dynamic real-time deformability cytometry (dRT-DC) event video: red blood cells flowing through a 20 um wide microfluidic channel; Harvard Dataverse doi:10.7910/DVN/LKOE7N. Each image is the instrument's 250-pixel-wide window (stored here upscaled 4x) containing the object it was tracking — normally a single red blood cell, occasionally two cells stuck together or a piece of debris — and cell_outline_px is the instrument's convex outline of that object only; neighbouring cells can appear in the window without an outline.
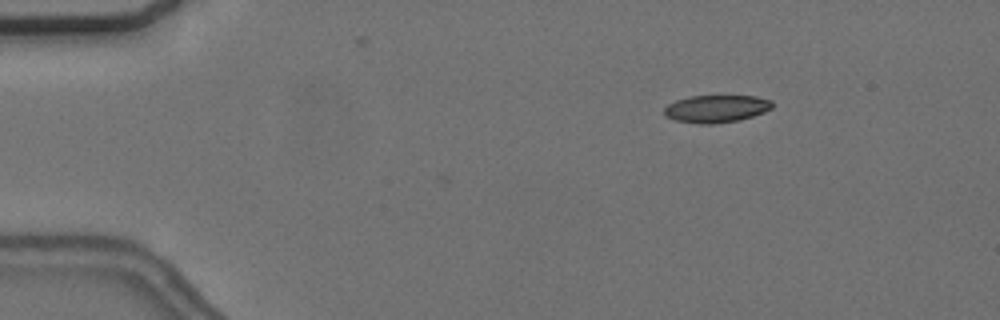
{"species": "common noctule bat (a hibernating species)", "species_latin": "Nyctalus noctula", "temperature_condition": "cold", "stored_images_in_passage": 42, "camera_frame_rate_fps": 3000, "um_per_image_px": 0.085, "animal": {"sex": "female", "body_mass_g": 24.6, "forearm_length_mm": 56.2}, "frame": {"image": 1, "passage_image": 1, "time_ms": 0.0, "image_size_px": [1000, 320], "cell_outline_px": [[772, 108], [764, 112], [740, 120], [712, 124], [700, 124], [676, 120], [664, 116], [664, 108], [668, 104], [676, 100], [688, 96], [756, 96], [772, 100]], "centroid_in_image_um": [60.87, 9.24], "position_along_channel_um": 24.1, "area_um2": 17.34}, "authors_computed_cell_mechanics": {"area_um2": 18.2937, "velocity_mm_per_s": 3.6859, "shape_relaxation_time_tau1_ms": null, "shape_relaxation_time_tau2_ms": 3.2448, "deformation_change_tau1": null, "deformation_change_tau2": 0.1056}}